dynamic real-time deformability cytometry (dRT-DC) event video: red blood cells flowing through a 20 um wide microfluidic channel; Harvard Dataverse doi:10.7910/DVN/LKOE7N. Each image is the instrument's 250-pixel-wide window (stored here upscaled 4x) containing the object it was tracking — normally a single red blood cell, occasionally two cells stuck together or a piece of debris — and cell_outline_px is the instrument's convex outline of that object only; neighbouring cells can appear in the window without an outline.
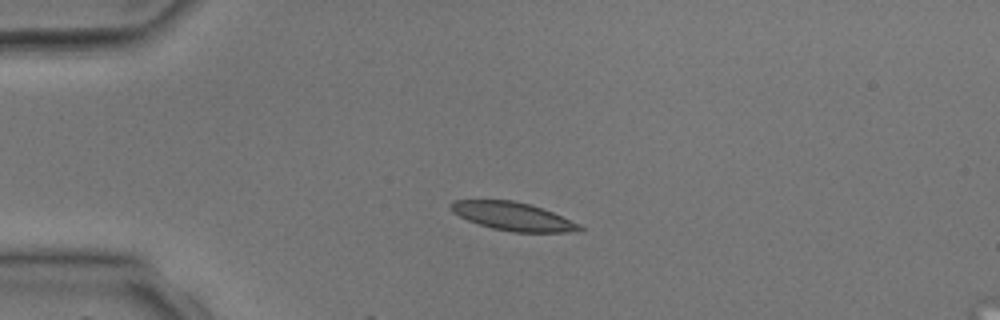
{"species": "common noctule bat (a hibernating species)", "species_latin": "Nyctalus noctula", "temperature_condition": "room temperature", "stored_images_in_passage": 3, "camera_frame_rate_fps": 3000, "um_per_image_px": 0.085, "animal": {"sex": "male", "body_mass_g": 17.9, "forearm_length_mm": 54.2}, "frame": {"image": 1, "passage_image": 2, "time_ms": 2.333, "image_size_px": [1000, 320], "cell_outline_px": [[584, 228], [580, 232], [512, 232], [492, 228], [468, 220], [452, 212], [448, 204], [452, 200], [512, 200], [528, 204], [552, 212], [580, 224]], "centroid_in_image_um": [43.59, 18.39], "position_along_channel_um": 41.4, "area_um2": 21.1}}
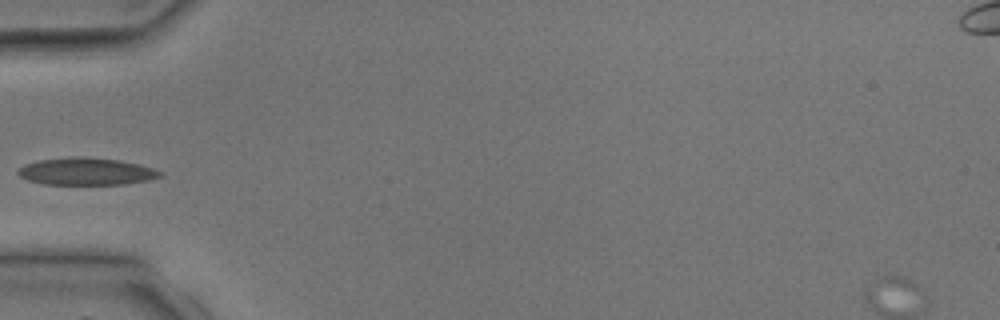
{"frame": {"image": 2, "passage_image": 3, "time_ms": 3.667, "image_size_px": [1000, 320], "cell_outline_px": [[164, 172], [160, 176], [148, 180], [124, 184], [44, 184], [28, 180], [20, 176], [16, 172], [24, 164], [40, 160], [76, 156], [80, 156], [120, 160], [152, 168]], "centroid_in_image_um": [7.32, 14.57], "position_along_channel_um": 77.7, "area_um2": 22.37}}